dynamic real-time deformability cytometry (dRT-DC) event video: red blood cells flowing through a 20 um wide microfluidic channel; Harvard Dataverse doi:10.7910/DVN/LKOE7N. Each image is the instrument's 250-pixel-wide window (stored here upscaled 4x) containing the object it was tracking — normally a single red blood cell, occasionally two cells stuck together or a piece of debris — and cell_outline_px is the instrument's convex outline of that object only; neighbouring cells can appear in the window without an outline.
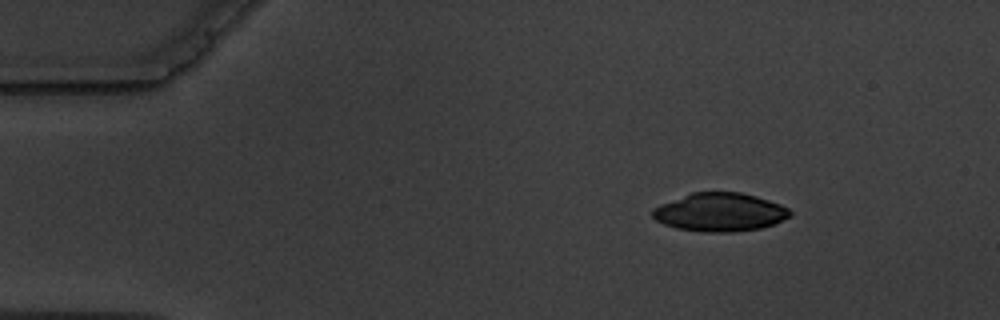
{"species": "common noctule bat (a hibernating species)", "species_latin": "Nyctalus noctula", "temperature_condition": "warm", "stored_images_in_passage": 3, "camera_frame_rate_fps": 3000, "um_per_image_px": 0.085, "animal": {"sex": "male", "body_mass_g": 19.5, "forearm_length_mm": 54.6}, "frame": {"image": 1, "passage_image": 1, "time_ms": 0.0, "image_size_px": [1000, 320], "cell_outline_px": [[792, 216], [772, 224], [760, 228], [732, 232], [704, 232], [676, 228], [664, 224], [656, 220], [652, 216], [652, 208], [660, 204], [692, 192], [740, 192], [756, 196], [780, 204], [788, 208], [792, 212]], "centroid_in_image_um": [61.18, 18.03], "position_along_channel_um": 23.8, "area_um2": 30.75}}